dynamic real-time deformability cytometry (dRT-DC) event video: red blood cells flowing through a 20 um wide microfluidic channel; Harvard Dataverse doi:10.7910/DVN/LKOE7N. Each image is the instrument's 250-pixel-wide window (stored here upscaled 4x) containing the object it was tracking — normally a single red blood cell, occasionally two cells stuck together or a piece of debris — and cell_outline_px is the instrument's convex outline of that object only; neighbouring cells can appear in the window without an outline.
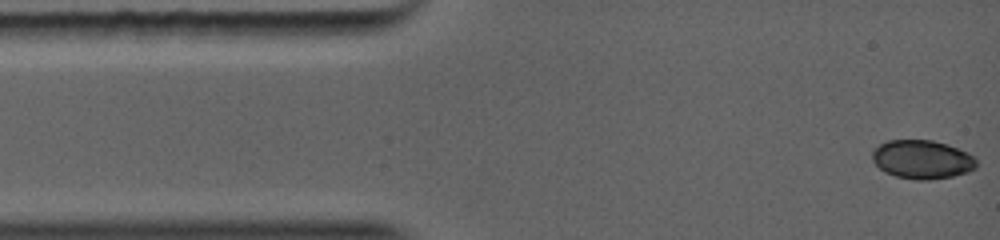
{"species": "common noctule bat (a hibernating species)", "species_latin": "Nyctalus noctula", "temperature_condition": "warm", "stored_images_in_passage": 45, "camera_frame_rate_fps": 5000, "um_per_image_px": 0.085, "animal": {"sex": "female", "body_mass_g": 19.0, "forearm_length_mm": 56.7}, "frame": {"image": 1, "passage_image": 1, "time_ms": 0.0, "image_size_px": [1000, 240], "cell_outline_px": [[976, 168], [968, 172], [952, 176], [928, 180], [916, 180], [896, 176], [884, 172], [872, 160], [872, 152], [880, 144], [892, 140], [928, 140], [944, 144], [956, 148], [976, 156]], "centroid_in_image_um": [78.39, 13.57], "position_along_channel_um": 6.6, "area_um2": 23.29}}
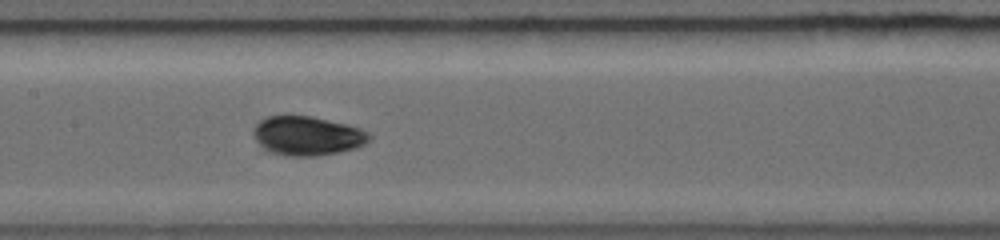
{"frame": {"image": 2, "passage_image": 21, "time_ms": 5.0, "image_size_px": [1000, 240], "cell_outline_px": [[364, 140], [360, 144], [352, 148], [336, 152], [316, 156], [288, 156], [272, 152], [264, 148], [256, 136], [256, 128], [268, 116], [308, 116], [352, 128], [360, 132], [364, 136]], "centroid_in_image_um": [25.98, 11.57], "position_along_channel_um": 181.4, "area_um2": 24.1}}
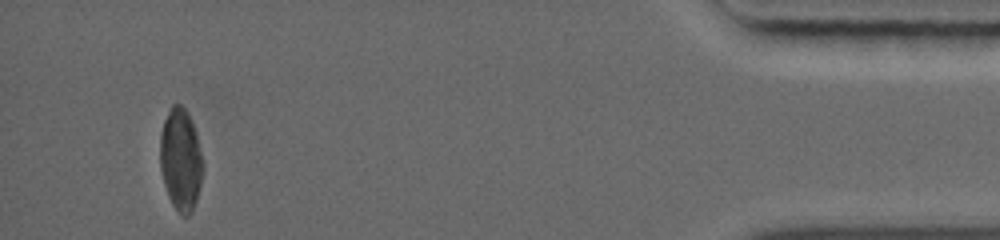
{"frame": {"image": 3, "passage_image": 45, "time_ms": 11.6, "image_size_px": [1000, 240], "cell_outline_px": [[200, 184], [196, 200], [188, 216], [184, 216], [172, 204], [168, 196], [160, 164], [160, 140], [164, 124], [172, 104], [180, 104], [184, 108], [192, 124], [196, 136], [200, 156]], "centroid_in_image_um": [15.32, 13.58], "position_along_channel_um": 419.9, "area_um2": 24.04}}